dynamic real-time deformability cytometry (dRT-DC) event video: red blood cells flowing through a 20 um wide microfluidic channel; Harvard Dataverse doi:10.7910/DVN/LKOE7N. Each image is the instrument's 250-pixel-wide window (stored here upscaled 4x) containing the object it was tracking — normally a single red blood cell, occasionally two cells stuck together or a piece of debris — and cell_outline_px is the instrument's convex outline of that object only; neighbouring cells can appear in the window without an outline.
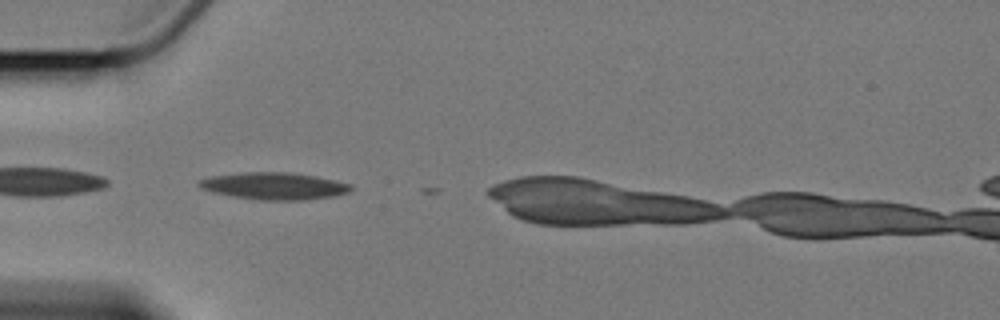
{"species": "Egyptian fruit bat (a non-hibernating species)", "species_latin": "Rousettus aegyptiacus", "temperature_condition": "cold", "stored_images_in_passage": 4, "camera_frame_rate_fps": 3000, "um_per_image_px": 0.085, "animal": {"sex": "female"}, "frame": {"image": 1, "passage_image": 2, "time_ms": 1.333, "image_size_px": [1000, 320], "cell_outline_px": [[352, 188], [348, 192], [332, 196], [304, 200], [260, 200], [232, 196], [212, 192], [200, 188], [196, 184], [196, 180], [212, 176], [244, 172], [288, 172], [316, 176], [336, 180], [352, 184]], "centroid_in_image_um": [23.27, 15.8], "position_along_channel_um": 61.7, "area_um2": 24.04}}